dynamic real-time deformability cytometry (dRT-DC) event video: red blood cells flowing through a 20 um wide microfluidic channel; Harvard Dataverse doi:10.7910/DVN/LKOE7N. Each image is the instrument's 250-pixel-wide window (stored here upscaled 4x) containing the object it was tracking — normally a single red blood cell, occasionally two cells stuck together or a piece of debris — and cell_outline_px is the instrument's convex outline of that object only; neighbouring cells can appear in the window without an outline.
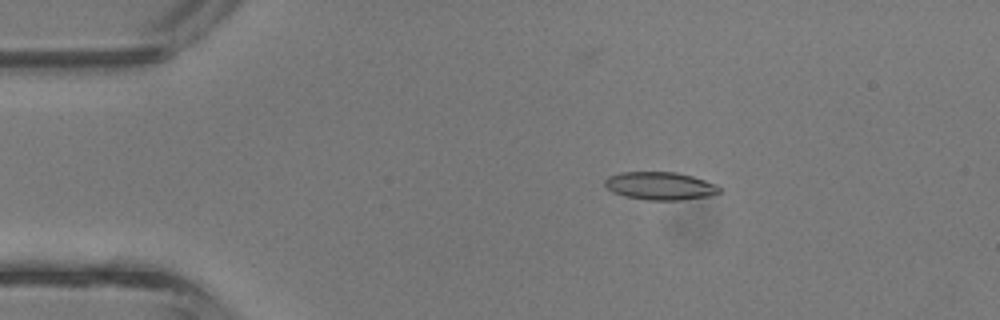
{"species": "common noctule bat (a hibernating species)", "species_latin": "Nyctalus noctula", "temperature_condition": "room temperature", "stored_images_in_passage": 42, "camera_frame_rate_fps": 3000, "um_per_image_px": 0.085, "animal": {"sex": "male", "body_mass_g": 13.3}, "frame": {"image": 1, "passage_image": 8, "time_ms": 2.333, "image_size_px": [1000, 320], "cell_outline_px": [[720, 192], [712, 196], [680, 200], [648, 200], [624, 196], [612, 192], [604, 184], [604, 180], [608, 176], [620, 172], [676, 172], [692, 176], [716, 184], [720, 188]], "centroid_in_image_um": [56.1, 15.8], "position_along_channel_um": 28.9, "area_um2": 18.73}}
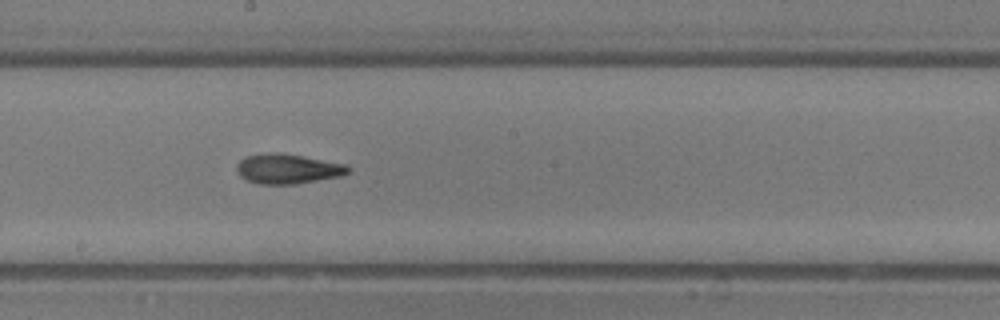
{"frame": {"image": 2, "passage_image": 23, "time_ms": 7.333, "image_size_px": [1000, 320], "cell_outline_px": [[352, 168], [348, 172], [340, 176], [296, 184], [260, 184], [244, 180], [236, 172], [236, 164], [244, 156], [276, 152], [348, 164]], "centroid_in_image_um": [24.43, 14.36], "position_along_channel_um": 223.8, "area_um2": 19.42}}
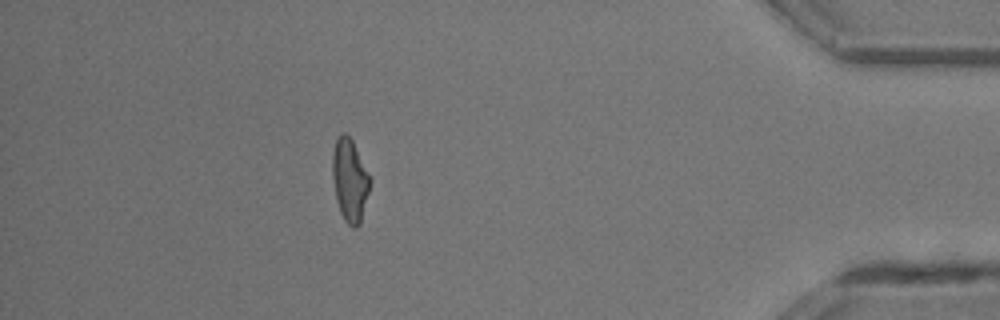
{"frame": {"image": 3, "passage_image": 37, "time_ms": 12.0, "image_size_px": [1000, 320], "cell_outline_px": [[372, 180], [360, 224], [356, 228], [352, 228], [344, 220], [340, 212], [336, 200], [332, 176], [332, 152], [336, 140], [340, 132], [344, 132], [352, 140]], "centroid_in_image_um": [29.73, 15.33], "position_along_channel_um": 405.5, "area_um2": 18.26}}